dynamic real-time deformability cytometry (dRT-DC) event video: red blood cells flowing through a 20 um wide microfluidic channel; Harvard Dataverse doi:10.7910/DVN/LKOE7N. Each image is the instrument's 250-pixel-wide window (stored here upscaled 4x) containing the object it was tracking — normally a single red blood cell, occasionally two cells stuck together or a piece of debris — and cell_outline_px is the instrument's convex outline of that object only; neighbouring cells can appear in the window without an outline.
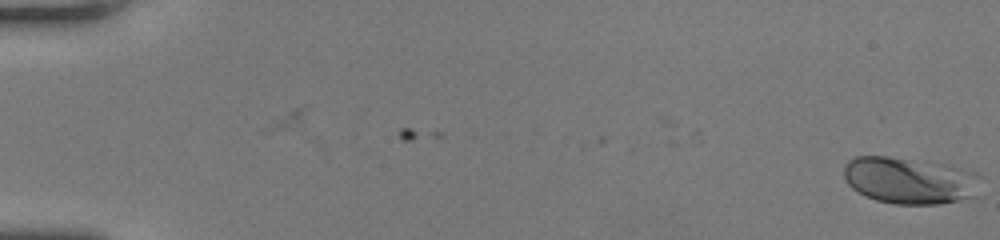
{"species": "human", "species_latin": "Homo sapiens", "temperature_condition": "room temperature", "stored_images_in_passage": 4, "camera_frame_rate_fps": 3000, "um_per_image_px": 0.085, "donor": {"sex": "female"}, "frame": {"image": 1, "passage_image": 4, "time_ms": 1.0, "image_size_px": [1000, 240], "cell_outline_px": [[984, 176], [976, 196], [960, 200], [940, 204], [896, 204], [876, 200], [852, 188], [848, 184], [844, 176], [844, 164], [848, 160], [856, 156], [888, 156], [964, 168], [976, 172]], "centroid_in_image_um": [77.38, 15.34], "position_along_channel_um": 7.6, "area_um2": 37.45}}